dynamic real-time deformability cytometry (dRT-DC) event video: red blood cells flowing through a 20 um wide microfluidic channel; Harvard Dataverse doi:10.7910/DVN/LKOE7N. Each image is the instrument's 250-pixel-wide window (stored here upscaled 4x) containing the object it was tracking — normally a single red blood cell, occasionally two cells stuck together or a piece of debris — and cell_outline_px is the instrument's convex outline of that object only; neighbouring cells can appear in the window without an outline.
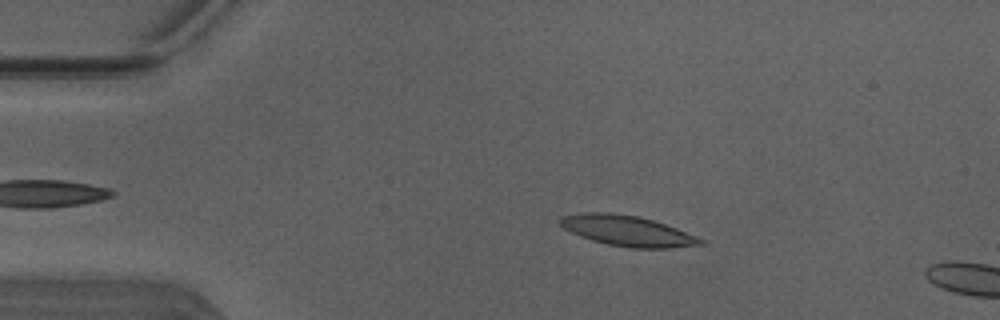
{"species": "Egyptian fruit bat (a non-hibernating species)", "species_latin": "Rousettus aegyptiacus", "temperature_condition": "warm", "stored_images_in_passage": 13, "camera_frame_rate_fps": 3000, "um_per_image_px": 0.085, "animal": {"sex": "male"}, "frame": {"image": 1, "passage_image": 10, "time_ms": 3.0, "image_size_px": [1000, 320], "cell_outline_px": [[704, 244], [672, 248], [632, 248], [608, 244], [592, 240], [580, 236], [564, 228], [556, 220], [560, 216], [584, 212], [608, 212], [636, 216], [652, 220], [676, 228], [696, 236], [704, 240]], "centroid_in_image_um": [53.29, 19.61], "position_along_channel_um": 31.7, "area_um2": 24.8}}